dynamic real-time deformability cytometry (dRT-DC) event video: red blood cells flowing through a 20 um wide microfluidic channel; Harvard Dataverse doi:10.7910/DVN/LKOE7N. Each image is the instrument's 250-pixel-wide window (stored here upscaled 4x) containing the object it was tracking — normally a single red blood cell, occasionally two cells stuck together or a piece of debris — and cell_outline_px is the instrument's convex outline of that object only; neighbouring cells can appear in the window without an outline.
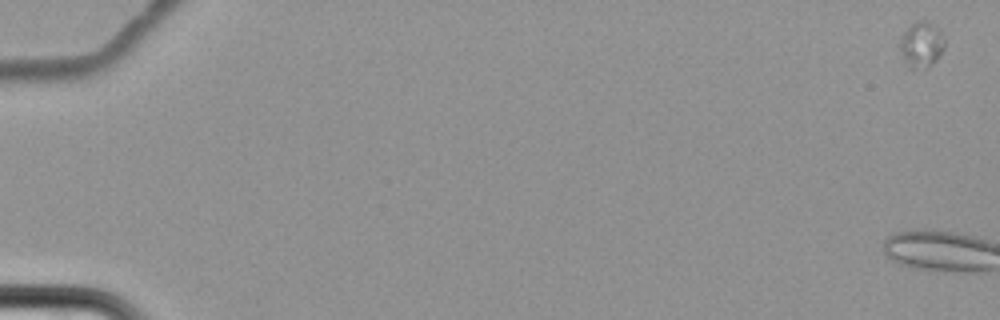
{"species": "common noctule bat (a hibernating species)", "species_latin": "Nyctalus noctula", "temperature_condition": "cold", "stored_images_in_passage": 9, "segment_of_instrument_passage": [1, 2], "camera_frame_rate_fps": 3000, "um_per_image_px": 0.085, "animal": {"sex": "female", "body_mass_g": 22.7, "forearm_length_mm": 54.2}, "frame": {"image": 1, "passage_image": 1, "time_ms": 0.0, "image_size_px": [1000, 320], "cell_outline_px": [[944, 48], [936, 60], [924, 68], [908, 68], [904, 60], [900, 48], [900, 40], [904, 32], [916, 20], [924, 20], [936, 28], [944, 36]], "centroid_in_image_um": [78.31, 3.79], "position_along_channel_um": 6.7, "area_um2": 11.56}}